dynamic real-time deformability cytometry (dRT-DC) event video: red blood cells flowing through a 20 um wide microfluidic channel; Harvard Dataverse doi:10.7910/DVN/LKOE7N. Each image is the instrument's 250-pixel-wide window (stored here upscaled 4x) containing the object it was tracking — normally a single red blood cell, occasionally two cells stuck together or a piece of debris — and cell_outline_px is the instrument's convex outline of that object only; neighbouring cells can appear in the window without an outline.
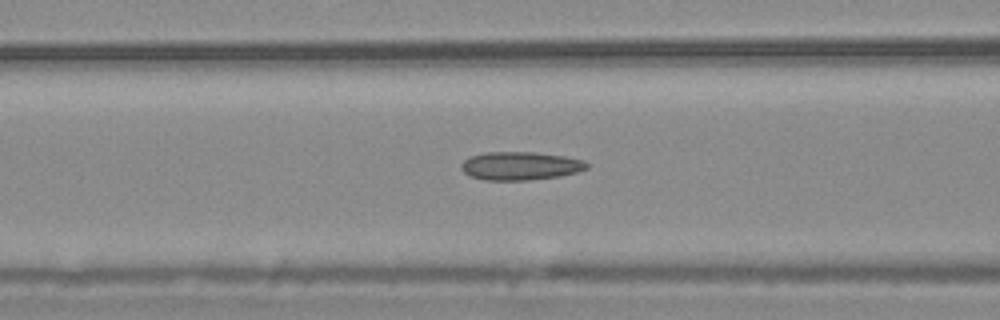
{"species": "common noctule bat (a hibernating species)", "species_latin": "Nyctalus noctula", "temperature_condition": "warm", "stored_images_in_passage": 55, "camera_frame_rate_fps": 3000, "um_per_image_px": 0.085, "animal": {"sex": "male", "body_mass_g": 20.4}, "frame": {"image": 1, "passage_image": 22, "time_ms": 7.0, "image_size_px": [1000, 320], "cell_outline_px": [[588, 168], [576, 172], [560, 176], [528, 180], [484, 180], [468, 176], [460, 168], [460, 164], [468, 156], [484, 152], [532, 152], [564, 156], [584, 160], [588, 164]], "centroid_in_image_um": [44.17, 14.1], "position_along_channel_um": 122.4, "area_um2": 20.87}}
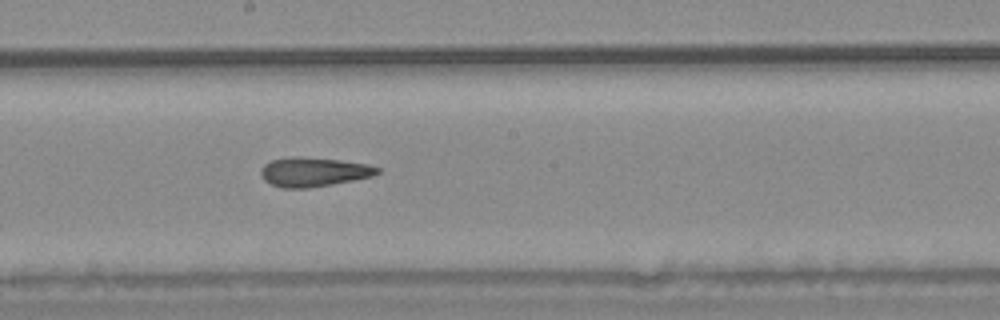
{"frame": {"image": 2, "passage_image": 30, "time_ms": 9.667, "image_size_px": [1000, 320], "cell_outline_px": [[380, 172], [372, 176], [332, 184], [308, 188], [284, 188], [272, 184], [264, 180], [260, 172], [260, 168], [264, 164], [272, 160], [292, 156], [300, 156], [340, 160], [368, 164], [380, 168]], "centroid_in_image_um": [26.64, 14.6], "position_along_channel_um": 221.6, "area_um2": 19.83}}
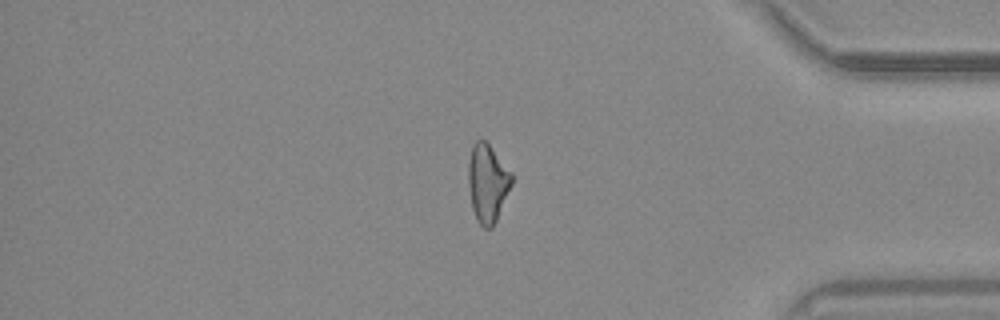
{"frame": {"image": 3, "passage_image": 46, "time_ms": 15.0, "image_size_px": [1000, 320], "cell_outline_px": [[512, 184], [496, 220], [492, 228], [484, 228], [476, 220], [472, 208], [468, 184], [468, 160], [472, 144], [476, 140], [484, 140], [488, 144], [512, 172]], "centroid_in_image_um": [41.42, 15.55], "position_along_channel_um": 393.8, "area_um2": 19.71}, "authors_computed_cell_mechanics": {"area_um2": 20.4034, "velocity_mm_per_s": 3.7197, "shape_relaxation_time_tau1_ms": null, "shape_relaxation_time_tau2_ms": 4.9535, "deformation_change_tau1": null, "deformation_change_tau2": 0.1646}}